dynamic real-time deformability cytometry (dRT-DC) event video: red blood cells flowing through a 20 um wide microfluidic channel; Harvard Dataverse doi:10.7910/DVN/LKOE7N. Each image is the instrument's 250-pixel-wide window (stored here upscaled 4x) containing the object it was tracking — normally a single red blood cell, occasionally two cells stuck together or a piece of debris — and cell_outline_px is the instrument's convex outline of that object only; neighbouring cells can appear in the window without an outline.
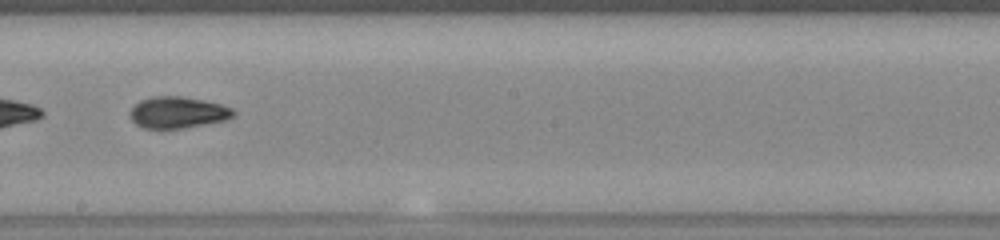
{"species": "common noctule bat (a hibernating species)", "species_latin": "Nyctalus noctula", "temperature_condition": "warm", "stored_images_in_passage": 38, "camera_frame_rate_fps": 3000, "um_per_image_px": 0.085, "animal": {"sex": "female", "body_mass_g": 23.0, "forearm_length_mm": 53.4}, "frame": {"image": 1, "passage_image": 17, "time_ms": 5.333, "image_size_px": [1000, 240], "cell_outline_px": [[236, 112], [232, 116], [224, 120], [180, 128], [144, 128], [136, 124], [128, 116], [128, 112], [140, 100], [152, 96], [180, 96], [204, 100], [220, 104], [232, 108]], "centroid_in_image_um": [15.06, 9.54], "position_along_channel_um": 233.1, "area_um2": 18.79}, "authors_computed_cell_mechanics": {"area_um2": 18.8717, "velocity_mm_per_s": 3.9022, "shape_relaxation_time_tau1_ms": 6.6984, "shape_relaxation_time_tau2_ms": 1.6833, "deformation_change_tau1": 0.2256, "deformation_change_tau2": 0.0733}}